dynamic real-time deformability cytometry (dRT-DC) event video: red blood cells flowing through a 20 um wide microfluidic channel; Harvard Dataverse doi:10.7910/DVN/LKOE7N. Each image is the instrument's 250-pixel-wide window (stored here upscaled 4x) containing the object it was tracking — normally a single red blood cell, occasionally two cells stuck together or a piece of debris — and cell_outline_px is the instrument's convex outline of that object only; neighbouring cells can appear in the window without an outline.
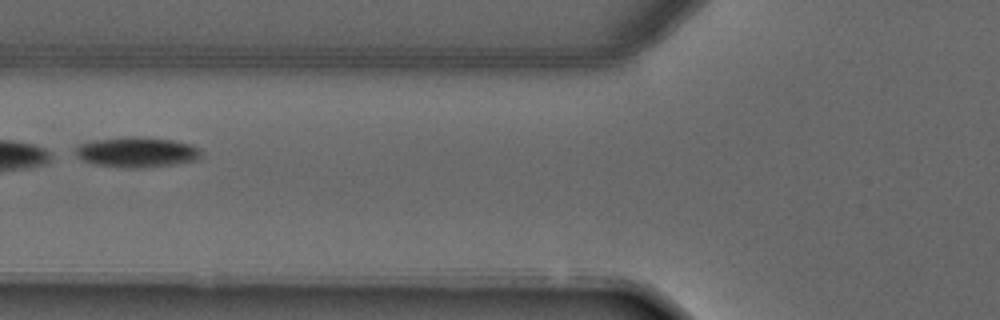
{"species": "common noctule bat (a hibernating species)", "species_latin": "Nyctalus noctula", "temperature_condition": "warm", "stored_images_in_passage": 3, "camera_frame_rate_fps": 3000, "um_per_image_px": 0.085, "animal": {"sex": "male", "forearm_length_mm": 52.5}, "frame": {"image": 1, "passage_image": 3, "time_ms": 2.667, "image_size_px": [1000, 320], "cell_outline_px": [[204, 152], [196, 160], [172, 164], [144, 168], [128, 168], [92, 164], [76, 156], [72, 148], [80, 144], [92, 140], [124, 136], [136, 136], [172, 140], [192, 144], [200, 148]], "centroid_in_image_um": [11.6, 12.92], "position_along_channel_um": 114.2, "area_um2": 22.54}}